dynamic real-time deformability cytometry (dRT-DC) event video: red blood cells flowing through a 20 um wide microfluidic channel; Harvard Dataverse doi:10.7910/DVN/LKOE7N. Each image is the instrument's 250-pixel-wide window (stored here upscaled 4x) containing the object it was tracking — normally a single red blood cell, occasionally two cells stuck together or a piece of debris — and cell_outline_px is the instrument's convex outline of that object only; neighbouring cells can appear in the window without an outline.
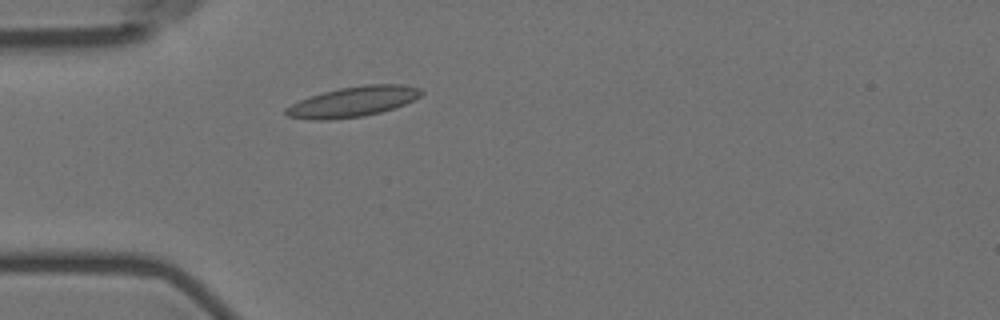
{"species": "Egyptian fruit bat (a non-hibernating species)", "species_latin": "Rousettus aegyptiacus", "temperature_condition": "room temperature", "stored_images_in_passage": 4, "camera_frame_rate_fps": 3000, "um_per_image_px": 0.085, "animal": {"sex": "female"}, "frame": {"image": 1, "passage_image": 4, "time_ms": 3.333, "image_size_px": [1000, 320], "cell_outline_px": [[424, 92], [420, 96], [396, 108], [364, 116], [328, 120], [308, 120], [288, 116], [284, 112], [284, 108], [308, 96], [340, 88], [364, 84], [404, 84], [420, 88]], "centroid_in_image_um": [30.0, 8.64], "position_along_channel_um": 55.0, "area_um2": 23.99}}